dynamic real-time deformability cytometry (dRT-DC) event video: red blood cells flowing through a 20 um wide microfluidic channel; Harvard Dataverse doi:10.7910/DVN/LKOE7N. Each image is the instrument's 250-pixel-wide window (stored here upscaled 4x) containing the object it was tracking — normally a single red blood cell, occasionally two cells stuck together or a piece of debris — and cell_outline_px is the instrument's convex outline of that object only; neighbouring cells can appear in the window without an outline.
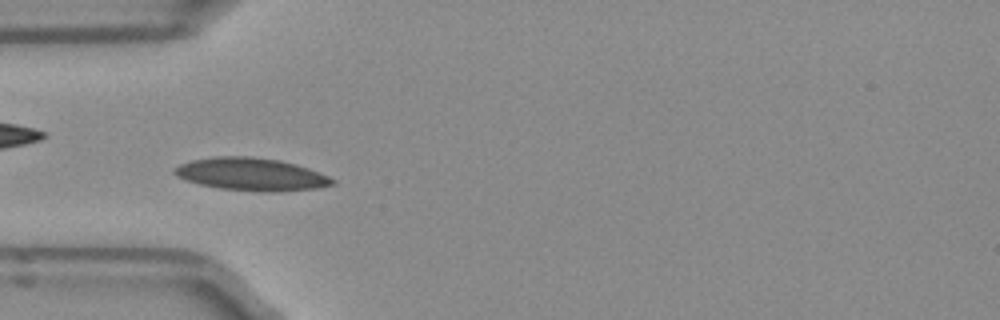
{"species": "Egyptian fruit bat (a non-hibernating species)", "species_latin": "Rousettus aegyptiacus", "temperature_condition": "room temperature", "stored_images_in_passage": 43, "camera_frame_rate_fps": 3000, "um_per_image_px": 0.085, "frame": {"image": 1, "passage_image": 7, "time_ms": 2.0, "image_size_px": [1000, 320], "cell_outline_px": [[336, 184], [320, 188], [272, 192], [256, 192], [220, 188], [200, 184], [176, 176], [172, 172], [172, 168], [180, 164], [192, 160], [212, 156], [252, 156], [280, 160], [296, 164], [320, 172], [336, 180]], "centroid_in_image_um": [21.38, 14.81], "position_along_channel_um": 63.6, "area_um2": 30.4}}
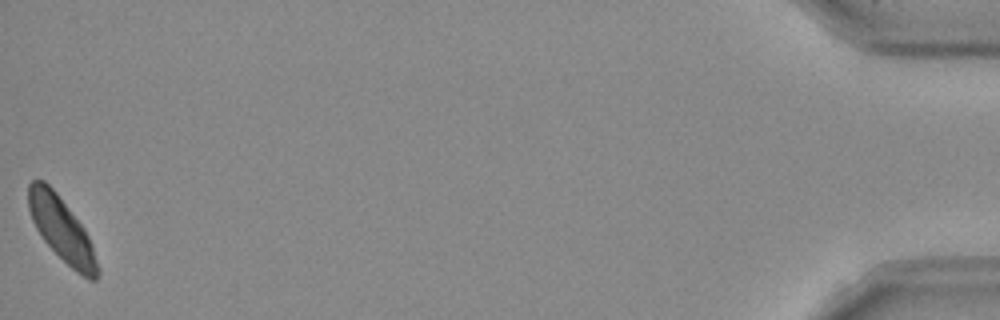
{"frame": {"image": 2, "passage_image": 43, "time_ms": 14.0, "image_size_px": [1000, 320], "cell_outline_px": [[100, 272], [96, 280], [88, 280], [76, 272], [44, 240], [36, 228], [32, 220], [28, 208], [28, 184], [32, 180], [44, 180], [56, 192], [84, 228], [88, 236], [100, 268]], "centroid_in_image_um": [5.25, 19.5], "position_along_channel_um": 430.0, "area_um2": 25.43}, "authors_computed_cell_mechanics": {"area_um2": 27.166, "velocity_mm_per_s": 3.8958, "shape_relaxation_time_tau1_ms": 3.1834, "shape_relaxation_time_tau2_ms": 1.66, "deformation_change_tau1": 0.1151, "deformation_change_tau2": 0.0622}}